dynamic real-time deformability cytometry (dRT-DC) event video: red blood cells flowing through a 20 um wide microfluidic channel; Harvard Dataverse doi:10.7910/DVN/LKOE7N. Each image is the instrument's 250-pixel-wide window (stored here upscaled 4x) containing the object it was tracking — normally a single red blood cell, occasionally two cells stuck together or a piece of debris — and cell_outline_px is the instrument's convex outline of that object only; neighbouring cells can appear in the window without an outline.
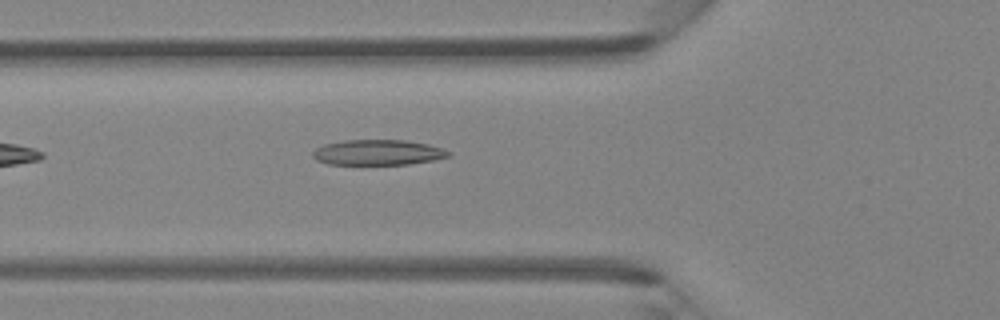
{"species": "Egyptian fruit bat (a non-hibernating species)", "species_latin": "Rousettus aegyptiacus", "temperature_condition": "room temperature", "stored_images_in_passage": 8, "camera_frame_rate_fps": 3000, "um_per_image_px": 0.085, "animal": {"sex": "female"}, "frame": {"image": 1, "passage_image": 4, "time_ms": 1.0, "image_size_px": [1000, 320], "cell_outline_px": [[452, 156], [432, 160], [408, 164], [328, 164], [316, 160], [312, 156], [312, 152], [316, 148], [324, 144], [344, 140], [404, 140], [428, 144], [452, 152]], "centroid_in_image_um": [32.11, 12.95], "position_along_channel_um": 93.7, "area_um2": 20.06}}